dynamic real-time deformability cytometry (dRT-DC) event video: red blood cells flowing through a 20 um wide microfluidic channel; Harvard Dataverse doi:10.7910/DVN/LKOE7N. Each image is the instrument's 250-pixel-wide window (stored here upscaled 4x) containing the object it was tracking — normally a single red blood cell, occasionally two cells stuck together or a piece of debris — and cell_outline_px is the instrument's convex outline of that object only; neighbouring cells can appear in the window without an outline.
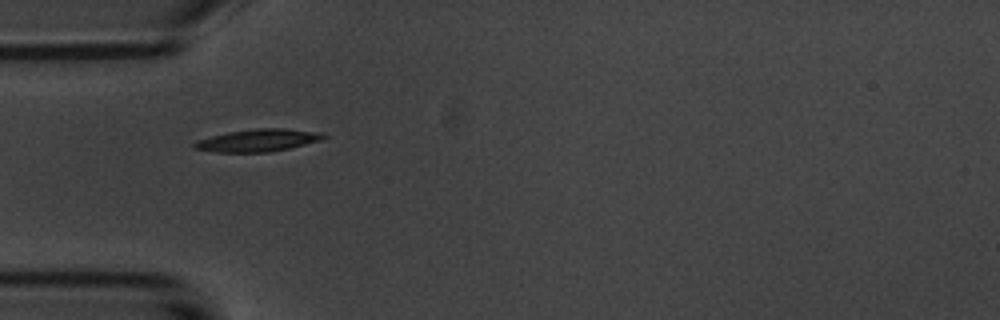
{"species": "common noctule bat (a hibernating species)", "species_latin": "Nyctalus noctula", "temperature_condition": "room temperature", "stored_images_in_passage": 39, "camera_frame_rate_fps": 3000, "um_per_image_px": 0.085, "animal": {"sex": "male", "body_mass_g": 20.1, "forearm_length_mm": 53.5}, "frame": {"image": 1, "passage_image": 1, "time_ms": 0.0, "image_size_px": [1000, 320], "cell_outline_px": [[328, 136], [320, 140], [288, 148], [268, 152], [216, 152], [196, 148], [192, 144], [196, 140], [228, 132], [256, 128], [284, 128], [324, 132]], "centroid_in_image_um": [21.96, 11.91], "position_along_channel_um": 63.0, "area_um2": 16.76}}
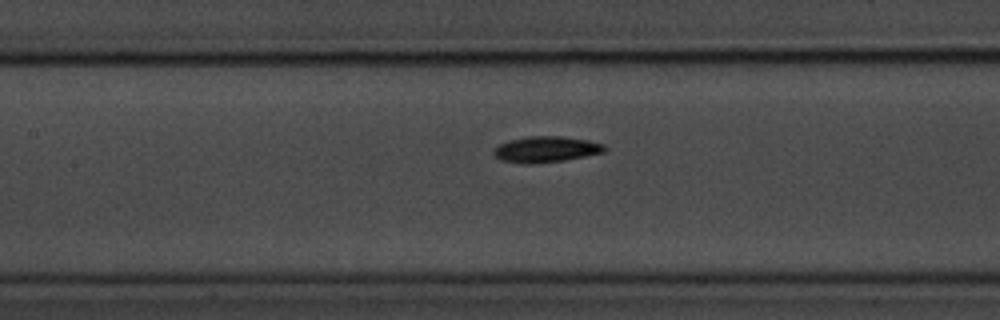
{"frame": {"image": 2, "passage_image": 9, "time_ms": 2.667, "image_size_px": [1000, 320], "cell_outline_px": [[608, 148], [604, 152], [564, 160], [532, 164], [524, 164], [500, 160], [492, 152], [500, 144], [508, 140], [528, 136], [560, 136], [588, 140], [604, 144]], "centroid_in_image_um": [46.41, 12.69], "position_along_channel_um": 161.0, "area_um2": 16.76}}
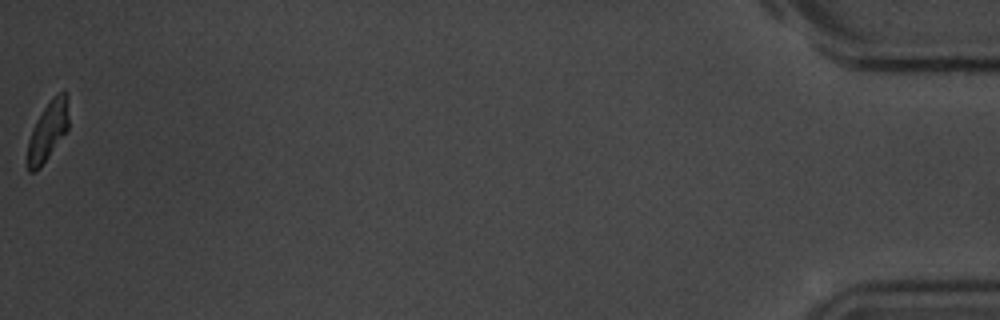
{"frame": {"image": 3, "passage_image": 39, "time_ms": 12.667, "image_size_px": [1000, 320], "cell_outline_px": [[68, 128], [40, 168], [36, 172], [28, 172], [28, 140], [32, 128], [36, 120], [52, 96], [60, 92], [68, 92]], "centroid_in_image_um": [4.07, 11.11], "position_along_channel_um": 431.1, "area_um2": 14.1}, "authors_computed_cell_mechanics": {"area_um2": 15.895, "velocity_mm_per_s": 3.686, "shape_relaxation_time_tau1_ms": 2.162, "shape_relaxation_time_tau2_ms": 3.7583, "deformation_change_tau1": 0.1379, "deformation_change_tau2": 0.0883}}